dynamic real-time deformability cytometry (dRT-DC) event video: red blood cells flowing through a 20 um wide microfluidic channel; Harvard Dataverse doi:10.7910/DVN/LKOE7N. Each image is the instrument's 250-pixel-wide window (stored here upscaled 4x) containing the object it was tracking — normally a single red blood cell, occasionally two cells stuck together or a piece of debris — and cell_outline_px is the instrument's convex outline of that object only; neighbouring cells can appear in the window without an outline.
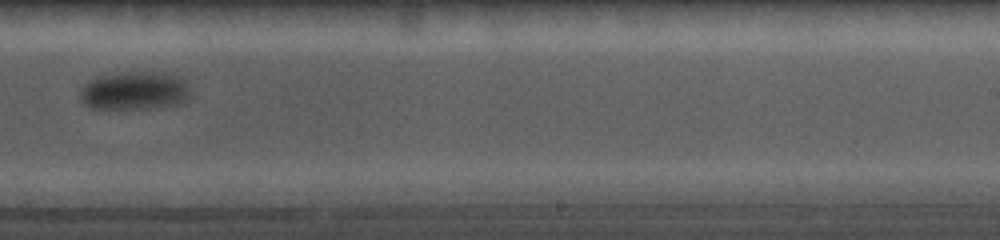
{"species": "common noctule bat (a hibernating species)", "species_latin": "Nyctalus noctula", "temperature_condition": "cold", "stored_images_in_passage": 30, "camera_frame_rate_fps": 5000, "um_per_image_px": 0.085, "animal": {"sex": "female", "body_mass_g": 19.0, "forearm_length_mm": 56.7}, "frame": {"image": 1, "passage_image": 18, "time_ms": 6.2, "image_size_px": [1000, 240], "cell_outline_px": [[188, 100], [180, 104], [156, 108], [92, 108], [84, 104], [80, 100], [80, 92], [84, 84], [88, 80], [104, 76], [128, 72], [160, 72], [184, 76], [188, 84]], "centroid_in_image_um": [11.49, 7.71], "position_along_channel_um": 277.5, "area_um2": 24.74}}
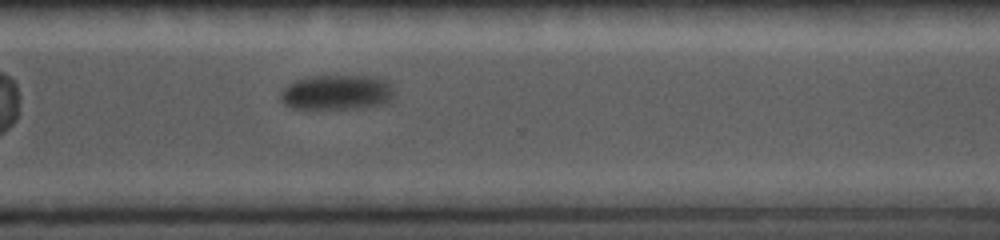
{"frame": {"image": 2, "passage_image": 22, "time_ms": 8.0, "image_size_px": [1000, 240], "cell_outline_px": [[392, 96], [388, 100], [380, 104], [348, 108], [292, 108], [284, 104], [280, 100], [280, 92], [288, 84], [296, 80], [316, 76], [376, 76], [384, 80], [392, 88]], "centroid_in_image_um": [28.56, 7.84], "position_along_channel_um": 342.0, "area_um2": 22.6}}
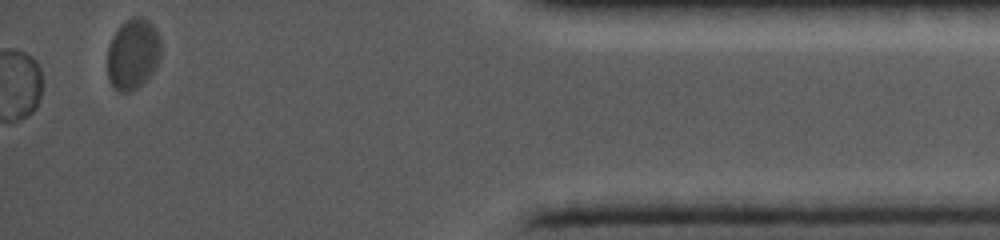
{"frame": {"image": 3, "passage_image": 30, "time_ms": 11.4, "image_size_px": [1000, 240], "cell_outline_px": [[160, 60], [156, 68], [136, 88], [128, 92], [120, 92], [112, 88], [108, 80], [108, 48], [112, 36], [132, 16], [144, 16], [156, 28], [160, 40]], "centroid_in_image_um": [11.3, 4.59], "position_along_channel_um": 423.9, "area_um2": 22.02}, "authors_computed_cell_mechanics": {"area_um2": 25.9811, "velocity_mm_per_s": 3.5604, "shape_relaxation_time_tau1_ms": 0.3779, "shape_relaxation_time_tau2_ms": null, "deformation_change_tau1": 0.0477, "deformation_change_tau2": null}}